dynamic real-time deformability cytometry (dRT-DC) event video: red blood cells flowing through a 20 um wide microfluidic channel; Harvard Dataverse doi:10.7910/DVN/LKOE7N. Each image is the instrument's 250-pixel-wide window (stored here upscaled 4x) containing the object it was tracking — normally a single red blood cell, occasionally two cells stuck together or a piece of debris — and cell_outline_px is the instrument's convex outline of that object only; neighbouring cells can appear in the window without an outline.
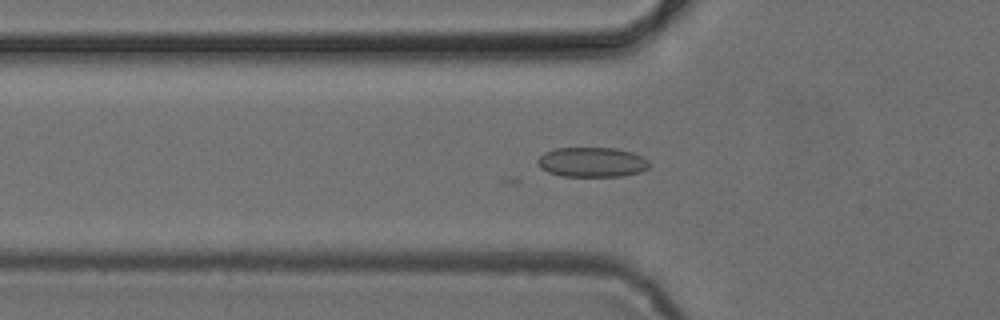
{"species": "common noctule bat (a hibernating species)", "species_latin": "Nyctalus noctula", "temperature_condition": "cold", "stored_images_in_passage": 49, "camera_frame_rate_fps": 3000, "um_per_image_px": 0.085, "animal": {"sex": "female", "body_mass_g": 24.6, "forearm_length_mm": 56.2}, "frame": {"image": 1, "passage_image": 13, "time_ms": 4.0, "image_size_px": [1000, 320], "cell_outline_px": [[648, 168], [640, 172], [624, 176], [560, 176], [548, 172], [540, 168], [536, 164], [536, 160], [544, 152], [556, 148], [616, 148], [632, 152], [648, 160]], "centroid_in_image_um": [50.27, 13.78], "position_along_channel_um": 75.5, "area_um2": 19.48}}
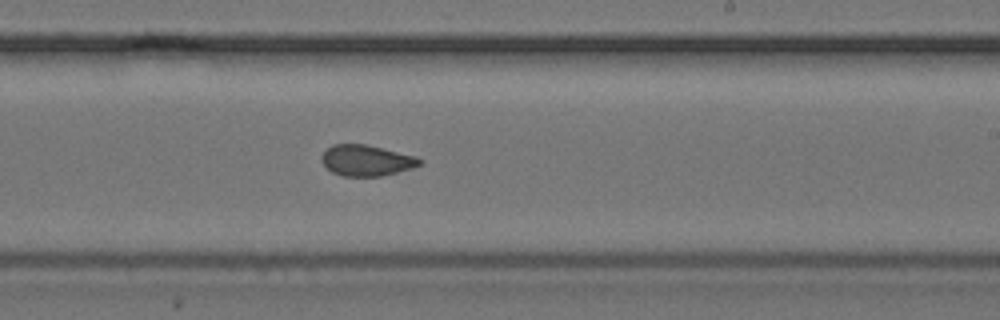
{"frame": {"image": 2, "passage_image": 27, "time_ms": 8.667, "image_size_px": [1000, 320], "cell_outline_px": [[424, 164], [412, 168], [380, 176], [344, 176], [332, 172], [320, 160], [320, 156], [332, 144], [364, 144], [416, 156], [424, 160]], "centroid_in_image_um": [31.17, 13.63], "position_along_channel_um": 257.8, "area_um2": 17.63}}
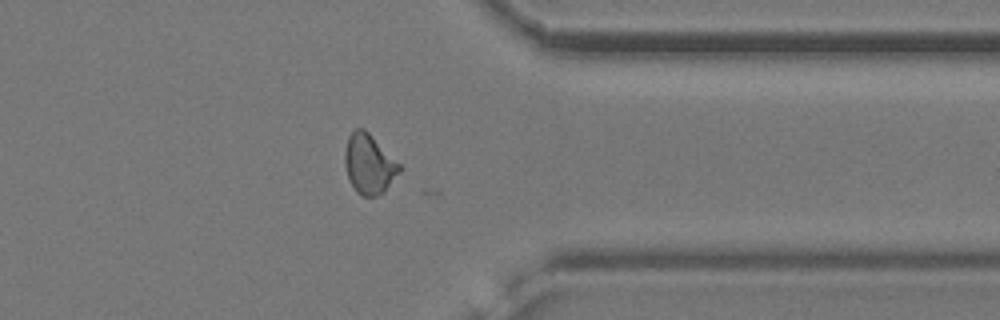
{"frame": {"image": 3, "passage_image": 37, "time_ms": 12.0, "image_size_px": [1000, 320], "cell_outline_px": [[404, 168], [384, 192], [376, 196], [360, 196], [356, 192], [348, 176], [344, 164], [344, 152], [348, 136], [356, 128], [364, 128]], "centroid_in_image_um": [31.38, 13.96], "position_along_channel_um": 380.0, "area_um2": 19.07}}